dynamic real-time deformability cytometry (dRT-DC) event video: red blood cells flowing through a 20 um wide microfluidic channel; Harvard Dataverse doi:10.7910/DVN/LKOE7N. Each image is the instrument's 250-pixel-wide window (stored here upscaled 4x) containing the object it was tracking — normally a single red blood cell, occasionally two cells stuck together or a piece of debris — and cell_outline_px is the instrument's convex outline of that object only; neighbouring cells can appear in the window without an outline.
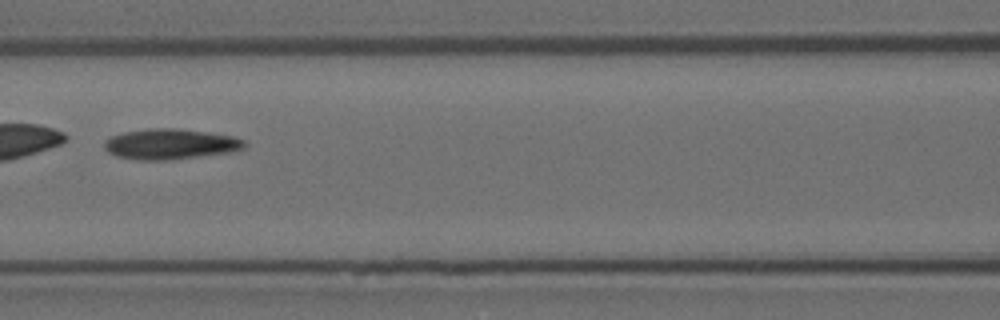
{"species": "Egyptian fruit bat (a non-hibernating species)", "species_latin": "Rousettus aegyptiacus", "temperature_condition": "room temperature", "stored_images_in_passage": 8, "camera_frame_rate_fps": 3000, "um_per_image_px": 0.085, "animal": {"sex": "female"}, "frame": {"image": 1, "passage_image": 6, "time_ms": 1.667, "image_size_px": [1000, 320], "cell_outline_px": [[248, 144], [244, 148], [232, 152], [164, 160], [136, 160], [116, 156], [108, 152], [104, 148], [104, 140], [112, 136], [124, 132], [148, 128], [176, 128], [232, 136], [244, 140]], "centroid_in_image_um": [14.45, 12.25], "position_along_channel_um": 152.1, "area_um2": 24.8}}